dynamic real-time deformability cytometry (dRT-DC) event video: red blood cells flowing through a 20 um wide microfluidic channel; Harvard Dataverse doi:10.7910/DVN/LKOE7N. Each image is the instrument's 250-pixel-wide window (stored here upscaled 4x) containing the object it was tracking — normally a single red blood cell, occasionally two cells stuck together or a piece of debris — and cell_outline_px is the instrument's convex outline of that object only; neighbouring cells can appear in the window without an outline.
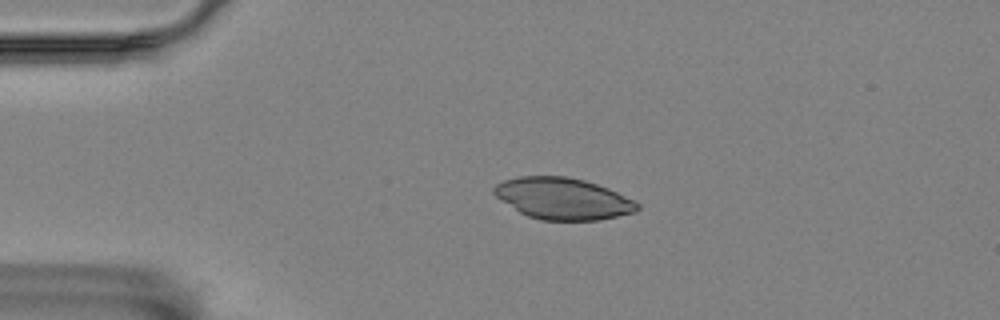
{"species": "Egyptian fruit bat (a non-hibernating species)", "species_latin": "Rousettus aegyptiacus", "temperature_condition": "room temperature", "stored_images_in_passage": 4, "camera_frame_rate_fps": 3000, "um_per_image_px": 0.085, "animal": {"sex": "female"}, "frame": {"image": 1, "passage_image": 3, "time_ms": 0.667, "image_size_px": [1000, 320], "cell_outline_px": [[640, 208], [636, 212], [600, 220], [540, 220], [528, 216], [520, 212], [500, 200], [492, 192], [492, 188], [496, 184], [504, 180], [520, 176], [568, 176], [584, 180], [608, 188], [640, 204]], "centroid_in_image_um": [47.83, 16.88], "position_along_channel_um": 37.2, "area_um2": 34.68}}